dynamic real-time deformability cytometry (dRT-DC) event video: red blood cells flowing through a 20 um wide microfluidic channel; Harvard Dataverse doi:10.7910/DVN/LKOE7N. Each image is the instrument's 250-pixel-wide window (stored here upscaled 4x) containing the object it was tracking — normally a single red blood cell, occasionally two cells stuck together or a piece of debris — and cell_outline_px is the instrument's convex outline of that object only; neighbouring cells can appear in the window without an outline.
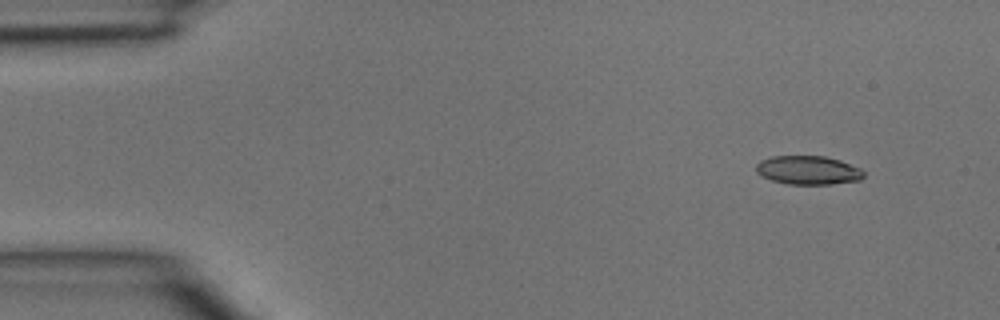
{"species": "common noctule bat (a hibernating species)", "species_latin": "Nyctalus noctula", "temperature_condition": "room temperature", "stored_images_in_passage": 3, "camera_frame_rate_fps": 3000, "um_per_image_px": 0.085, "animal": {"sex": "male", "body_mass_g": 15.6}, "frame": {"image": 1, "passage_image": 1, "time_ms": 0.0, "image_size_px": [1000, 320], "cell_outline_px": [[864, 176], [860, 180], [828, 184], [788, 184], [772, 180], [760, 176], [756, 172], [756, 164], [760, 160], [772, 156], [824, 156], [840, 160], [860, 168], [864, 172]], "centroid_in_image_um": [68.66, 14.46], "position_along_channel_um": 16.3, "area_um2": 18.03}}